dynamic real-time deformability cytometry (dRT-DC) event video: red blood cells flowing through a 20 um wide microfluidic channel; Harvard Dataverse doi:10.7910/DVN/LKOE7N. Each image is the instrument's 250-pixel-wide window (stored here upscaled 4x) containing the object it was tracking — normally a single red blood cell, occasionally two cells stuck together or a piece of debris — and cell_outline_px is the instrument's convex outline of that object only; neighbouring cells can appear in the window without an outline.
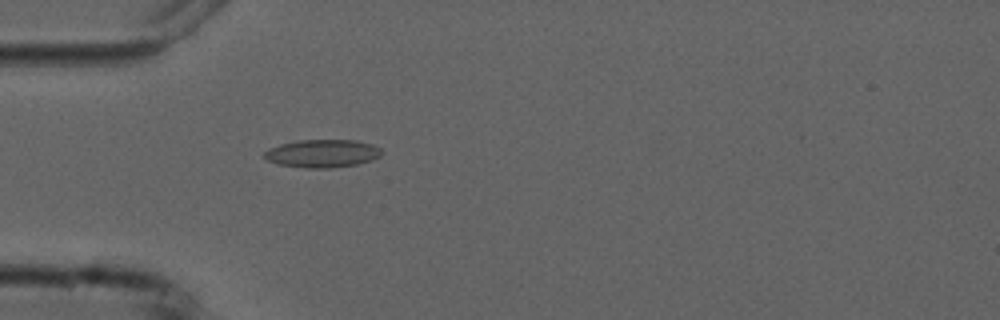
{"species": "common noctule bat (a hibernating species)", "species_latin": "Nyctalus noctula", "temperature_condition": "cold", "stored_images_in_passage": 4, "camera_frame_rate_fps": 3000, "um_per_image_px": 0.085, "animal": {"sex": "male", "forearm_length_mm": 52.5}, "frame": {"image": 1, "passage_image": 4, "time_ms": 4.667, "image_size_px": [1000, 320], "cell_outline_px": [[384, 152], [380, 156], [372, 160], [356, 164], [332, 168], [308, 168], [280, 164], [268, 160], [264, 156], [264, 152], [268, 148], [280, 144], [300, 140], [356, 140], [372, 144], [380, 148]], "centroid_in_image_um": [27.43, 13.04], "position_along_channel_um": 57.6, "area_um2": 19.07}}